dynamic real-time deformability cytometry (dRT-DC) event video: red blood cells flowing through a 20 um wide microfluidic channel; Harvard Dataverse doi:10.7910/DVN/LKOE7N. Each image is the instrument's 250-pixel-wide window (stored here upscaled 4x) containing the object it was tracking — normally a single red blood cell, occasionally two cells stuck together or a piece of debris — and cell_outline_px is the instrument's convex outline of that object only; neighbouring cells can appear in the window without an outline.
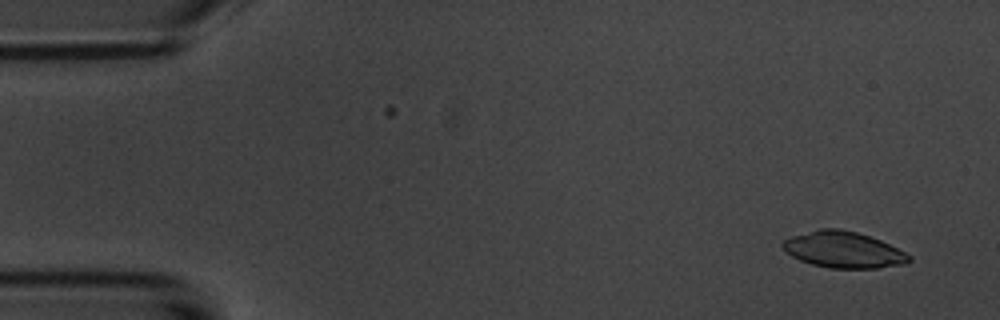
{"species": "common noctule bat (a hibernating species)", "species_latin": "Nyctalus noctula", "temperature_condition": "room temperature", "stored_images_in_passage": 5, "camera_frame_rate_fps": 3000, "um_per_image_px": 0.085, "animal": {"sex": "male", "body_mass_g": 20.1, "forearm_length_mm": 53.5}, "frame": {"image": 1, "passage_image": 1, "time_ms": 0.0, "image_size_px": [1000, 320], "cell_outline_px": [[912, 260], [904, 264], [880, 268], [828, 268], [812, 264], [800, 260], [792, 256], [780, 244], [784, 240], [792, 236], [820, 228], [840, 228], [856, 232], [880, 240], [912, 256]], "centroid_in_image_um": [71.69, 21.23], "position_along_channel_um": 13.3, "area_um2": 26.53}}
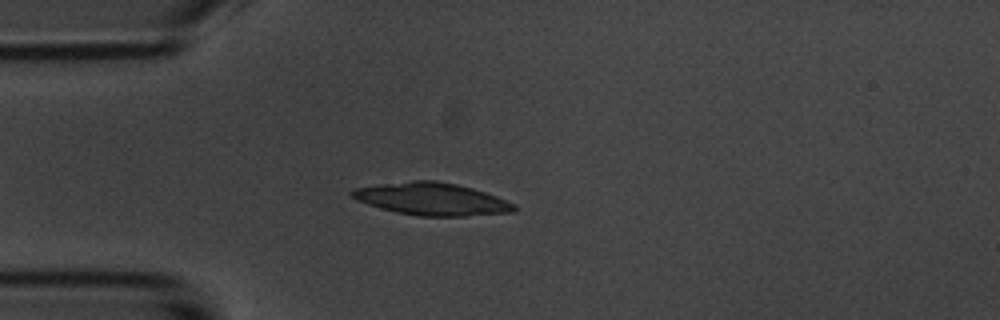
{"frame": {"image": 2, "passage_image": 4, "time_ms": 3.667, "image_size_px": [1000, 320], "cell_outline_px": [[516, 208], [512, 212], [464, 216], [420, 216], [396, 212], [380, 208], [356, 200], [348, 192], [352, 188], [380, 184], [412, 180], [436, 180], [456, 184], [472, 188], [496, 196], [516, 204]], "centroid_in_image_um": [36.67, 16.91], "position_along_channel_um": 48.3, "area_um2": 30.63}}